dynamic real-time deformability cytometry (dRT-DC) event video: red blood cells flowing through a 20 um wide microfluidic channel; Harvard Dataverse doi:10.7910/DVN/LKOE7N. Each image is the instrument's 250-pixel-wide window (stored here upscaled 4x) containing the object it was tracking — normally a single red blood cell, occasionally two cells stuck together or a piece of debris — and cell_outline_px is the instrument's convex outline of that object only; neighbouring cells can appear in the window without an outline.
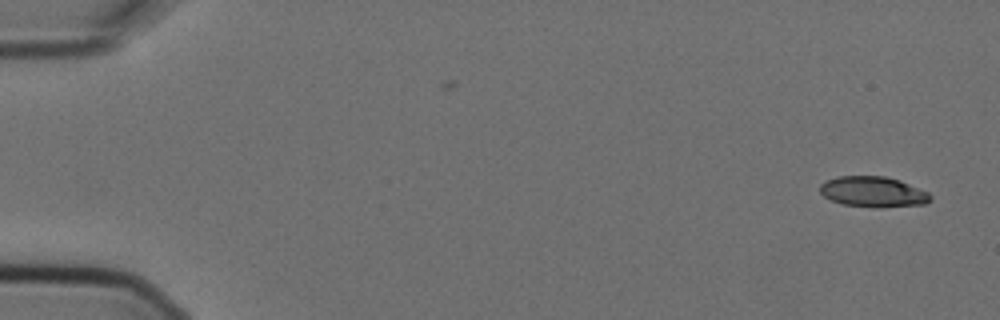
{"species": "Egyptian fruit bat (a non-hibernating species)", "species_latin": "Rousettus aegyptiacus", "temperature_condition": "cold", "stored_images_in_passage": 2, "camera_frame_rate_fps": 3000, "um_per_image_px": 0.085, "animal": {"sex": "female"}, "frame": {"image": 1, "passage_image": 2, "time_ms": 0.333, "image_size_px": [1000, 320], "cell_outline_px": [[932, 200], [924, 204], [876, 208], [872, 208], [844, 204], [832, 200], [824, 196], [820, 192], [820, 184], [824, 180], [836, 176], [884, 176], [900, 180], [928, 192], [932, 196]], "centroid_in_image_um": [74.21, 16.3], "position_along_channel_um": 10.8, "area_um2": 19.83}}